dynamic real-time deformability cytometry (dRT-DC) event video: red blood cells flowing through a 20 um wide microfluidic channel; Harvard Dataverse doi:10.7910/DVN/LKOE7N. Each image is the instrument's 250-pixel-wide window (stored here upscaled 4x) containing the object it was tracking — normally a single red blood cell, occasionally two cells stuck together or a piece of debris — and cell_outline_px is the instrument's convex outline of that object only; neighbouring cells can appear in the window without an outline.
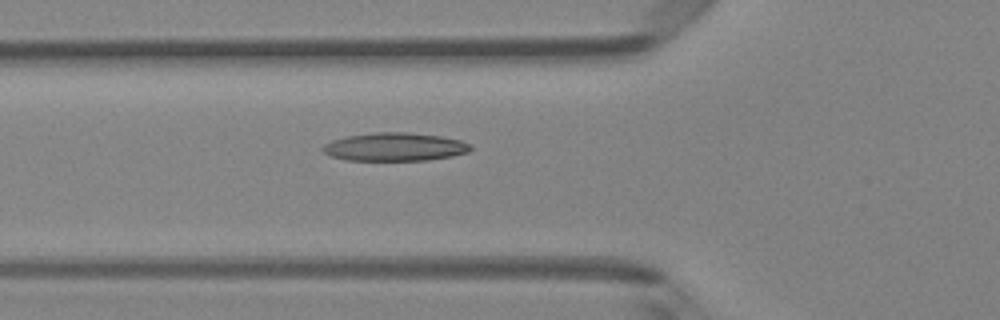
{"species": "Egyptian fruit bat (a non-hibernating species)", "species_latin": "Rousettus aegyptiacus", "temperature_condition": "room temperature", "stored_images_in_passage": 5, "camera_frame_rate_fps": 3000, "um_per_image_px": 0.085, "animal": {"sex": "female"}, "frame": {"image": 1, "passage_image": 5, "time_ms": 5.667, "image_size_px": [1000, 320], "cell_outline_px": [[472, 148], [468, 152], [452, 156], [428, 160], [348, 160], [332, 156], [324, 152], [320, 148], [324, 144], [332, 140], [348, 136], [376, 132], [408, 132], [440, 136], [460, 140], [472, 144]], "centroid_in_image_um": [33.58, 12.48], "position_along_channel_um": 92.2, "area_um2": 24.28}}